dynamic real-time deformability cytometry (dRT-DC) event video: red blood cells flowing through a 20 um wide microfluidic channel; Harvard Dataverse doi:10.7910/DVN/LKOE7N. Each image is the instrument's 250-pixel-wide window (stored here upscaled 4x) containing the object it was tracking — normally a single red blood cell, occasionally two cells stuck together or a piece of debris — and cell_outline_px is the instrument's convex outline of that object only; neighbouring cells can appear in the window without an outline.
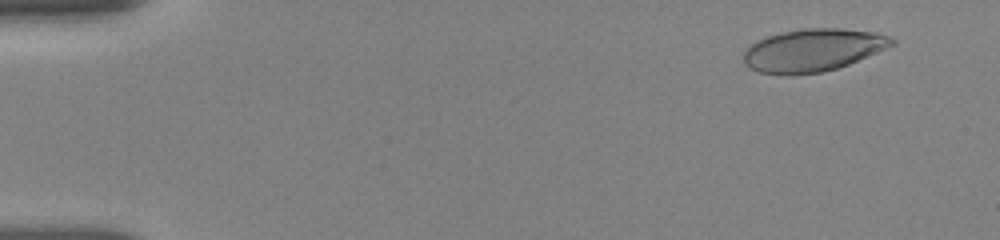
{"species": "human", "species_latin": "Homo sapiens", "temperature_condition": "room temperature", "stored_images_in_passage": 5, "camera_frame_rate_fps": 3000, "um_per_image_px": 0.085, "donor": {"sex": "female"}, "frame": {"image": 1, "passage_image": 2, "time_ms": 1.0, "image_size_px": [1000, 240], "cell_outline_px": [[896, 44], [848, 64], [824, 72], [760, 72], [748, 68], [744, 64], [744, 52], [752, 44], [768, 36], [784, 32], [804, 28], [844, 28], [880, 32], [892, 36], [896, 40]], "centroid_in_image_um": [69.19, 4.21], "position_along_channel_um": 15.8, "area_um2": 36.18}}
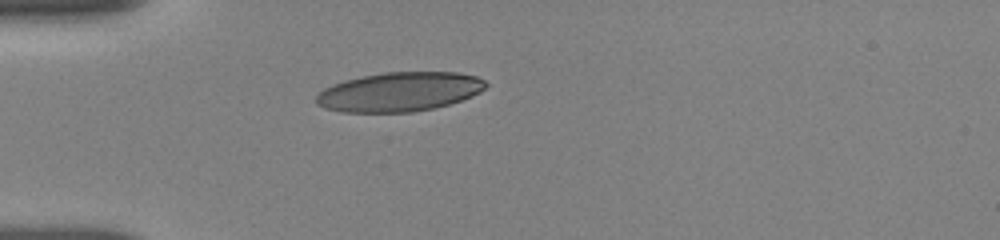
{"frame": {"image": 2, "passage_image": 5, "time_ms": 4.667, "image_size_px": [1000, 240], "cell_outline_px": [[488, 84], [480, 92], [472, 96], [448, 104], [432, 108], [412, 112], [340, 112], [324, 108], [316, 104], [316, 96], [324, 88], [332, 84], [344, 80], [384, 72], [456, 72], [476, 76], [484, 80]], "centroid_in_image_um": [33.93, 7.8], "position_along_channel_um": 51.1, "area_um2": 38.73}}